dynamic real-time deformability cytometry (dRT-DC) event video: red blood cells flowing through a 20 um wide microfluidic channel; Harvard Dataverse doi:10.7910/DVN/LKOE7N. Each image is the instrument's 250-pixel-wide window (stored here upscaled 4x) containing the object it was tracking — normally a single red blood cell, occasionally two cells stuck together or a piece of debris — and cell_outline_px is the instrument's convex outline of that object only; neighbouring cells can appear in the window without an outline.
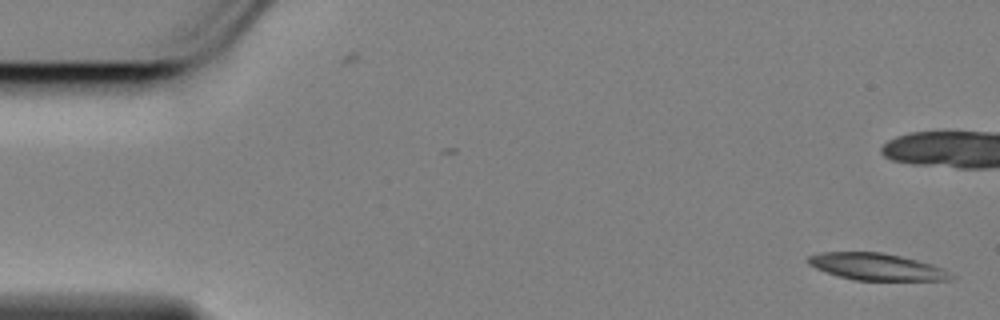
{"species": "Egyptian fruit bat (a non-hibernating species)", "species_latin": "Rousettus aegyptiacus", "temperature_condition": "cold", "stored_images_in_passage": 58, "camera_frame_rate_fps": 3000, "um_per_image_px": 0.085, "animal": {"sex": "female"}, "frame": {"image": 1, "passage_image": 1, "time_ms": 0.0, "image_size_px": [1000, 320], "cell_outline_px": [[956, 276], [952, 280], [852, 280], [836, 276], [816, 268], [808, 264], [804, 260], [808, 256], [820, 252], [880, 252], [900, 256], [932, 264], [944, 268]], "centroid_in_image_um": [74.5, 22.68], "position_along_channel_um": 10.5, "area_um2": 22.54}, "authors_computed_cell_mechanics": {"area_um2": 22.0218, "velocity_mm_per_s": 3.4031, "shape_relaxation_time_tau1_ms": 8.4955, "shape_relaxation_time_tau2_ms": 8.2179, "deformation_change_tau1": 0.1887, "deformation_change_tau2": 0.1371}}